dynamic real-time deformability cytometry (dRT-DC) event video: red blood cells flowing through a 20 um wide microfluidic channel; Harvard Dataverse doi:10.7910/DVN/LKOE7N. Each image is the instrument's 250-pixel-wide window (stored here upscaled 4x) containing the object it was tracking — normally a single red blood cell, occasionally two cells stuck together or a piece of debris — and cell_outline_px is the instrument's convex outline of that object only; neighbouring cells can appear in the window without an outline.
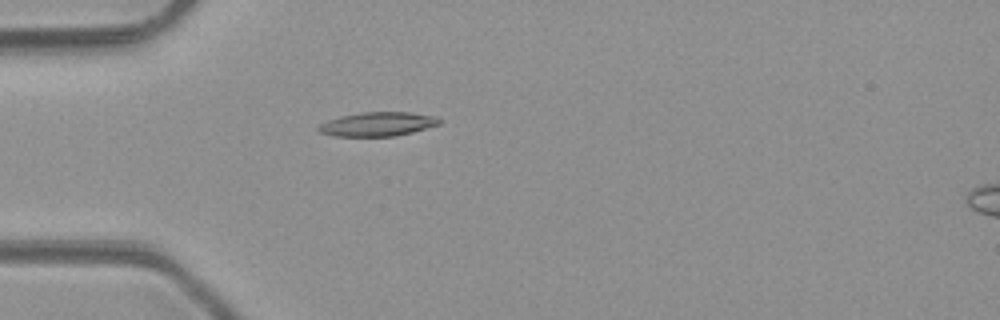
{"species": "common noctule bat (a hibernating species)", "species_latin": "Nyctalus noctula", "temperature_condition": "room temperature", "stored_images_in_passage": 3, "camera_frame_rate_fps": 3000, "um_per_image_px": 0.085, "animal": {"sex": "male", "body_mass_g": 23.1, "forearm_length_mm": 52.7}, "frame": {"image": 1, "passage_image": 3, "time_ms": 2.333, "image_size_px": [1000, 320], "cell_outline_px": [[440, 124], [412, 132], [392, 136], [332, 136], [320, 132], [316, 128], [320, 124], [328, 120], [340, 116], [360, 112], [408, 112], [436, 116], [440, 120]], "centroid_in_image_um": [32.07, 10.54], "position_along_channel_um": 52.9, "area_um2": 16.88}}